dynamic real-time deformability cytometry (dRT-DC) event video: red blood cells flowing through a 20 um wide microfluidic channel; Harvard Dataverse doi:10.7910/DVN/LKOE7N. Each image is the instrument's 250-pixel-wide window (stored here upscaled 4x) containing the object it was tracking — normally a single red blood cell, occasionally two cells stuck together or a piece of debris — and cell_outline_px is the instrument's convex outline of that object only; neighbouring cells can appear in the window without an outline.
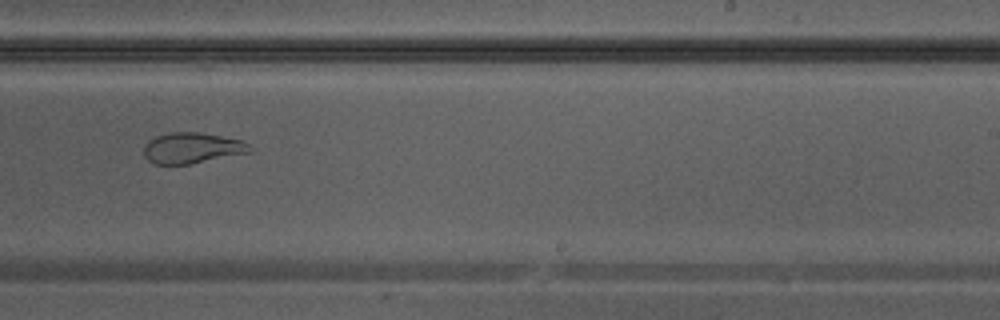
{"species": "Egyptian fruit bat (a non-hibernating species)", "species_latin": "Rousettus aegyptiacus", "temperature_condition": "warm", "stored_images_in_passage": 25, "camera_frame_rate_fps": 3000, "um_per_image_px": 0.085, "animal": {"sex": "male"}, "frame": {"image": 1, "passage_image": 17, "time_ms": 5.333, "image_size_px": [1000, 320], "cell_outline_px": [[256, 148], [252, 152], [188, 164], [152, 164], [144, 156], [144, 144], [148, 140], [156, 136], [168, 132], [200, 132], [244, 140]], "centroid_in_image_um": [16.36, 12.57], "position_along_channel_um": 272.6, "area_um2": 19.36}}